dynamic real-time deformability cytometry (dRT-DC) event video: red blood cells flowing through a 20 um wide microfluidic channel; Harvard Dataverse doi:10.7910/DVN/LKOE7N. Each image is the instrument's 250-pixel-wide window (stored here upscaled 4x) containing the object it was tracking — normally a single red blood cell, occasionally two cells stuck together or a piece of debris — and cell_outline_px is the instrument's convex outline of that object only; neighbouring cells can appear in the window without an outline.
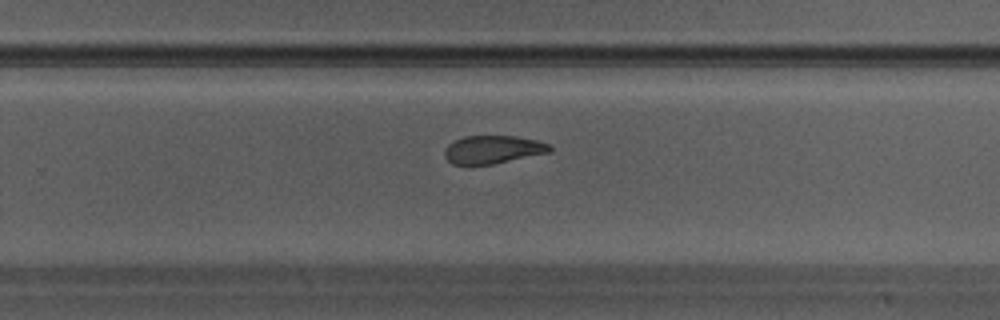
{"species": "Egyptian fruit bat (a non-hibernating species)", "species_latin": "Rousettus aegyptiacus", "temperature_condition": "warm", "stored_images_in_passage": 17, "camera_frame_rate_fps": 3000, "um_per_image_px": 0.085, "animal": {"sex": "male"}, "frame": {"image": 1, "passage_image": 12, "time_ms": 3.667, "image_size_px": [1000, 320], "cell_outline_px": [[552, 152], [492, 164], [452, 164], [444, 156], [444, 152], [448, 144], [464, 136], [516, 136], [536, 140], [548, 144], [552, 148]], "centroid_in_image_um": [41.91, 12.71], "position_along_channel_um": 287.9, "area_um2": 17.11}}